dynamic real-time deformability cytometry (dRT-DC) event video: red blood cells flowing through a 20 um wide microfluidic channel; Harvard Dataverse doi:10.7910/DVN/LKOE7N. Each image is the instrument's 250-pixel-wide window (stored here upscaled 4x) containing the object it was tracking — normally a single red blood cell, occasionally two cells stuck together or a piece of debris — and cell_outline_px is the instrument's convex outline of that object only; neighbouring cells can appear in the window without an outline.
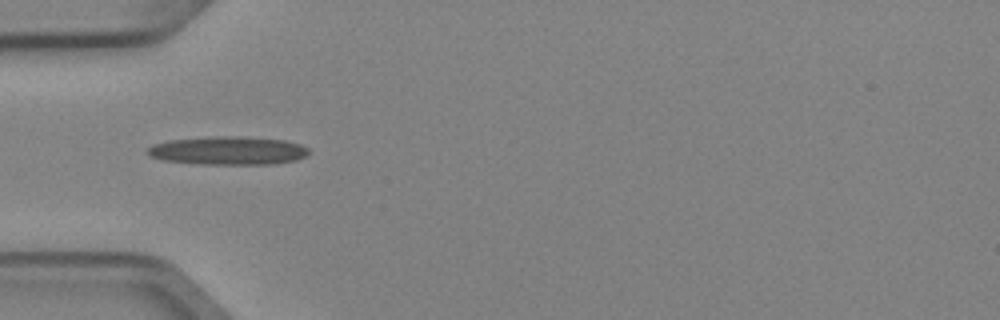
{"species": "Egyptian fruit bat (a non-hibernating species)", "species_latin": "Rousettus aegyptiacus", "temperature_condition": "cold", "stored_images_in_passage": 3, "camera_frame_rate_fps": 3000, "um_per_image_px": 0.085, "animal": {"sex": "female"}, "frame": {"image": 1, "passage_image": 2, "time_ms": 0.333, "image_size_px": [1000, 320], "cell_outline_px": [[308, 152], [304, 156], [296, 160], [272, 164], [196, 164], [164, 160], [148, 156], [144, 152], [152, 144], [168, 140], [216, 136], [236, 136], [284, 140], [300, 144], [308, 148]], "centroid_in_image_um": [19.32, 12.8], "position_along_channel_um": 65.7, "area_um2": 26.7}}
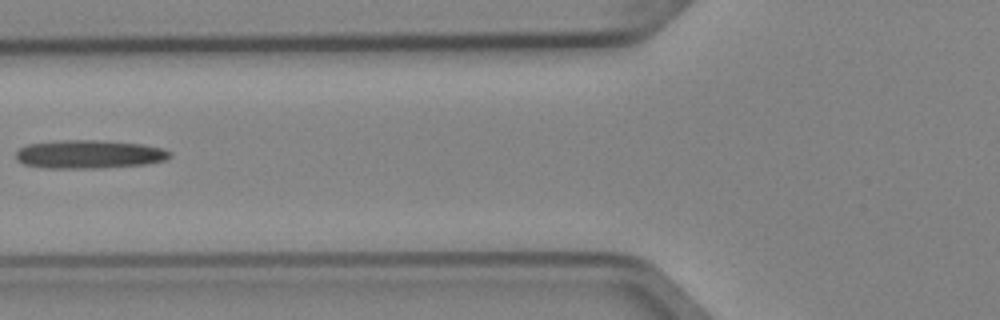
{"frame": {"image": 2, "passage_image": 3, "time_ms": 0.667, "image_size_px": [1000, 320], "cell_outline_px": [[172, 156], [164, 160], [144, 164], [100, 168], [44, 168], [24, 164], [16, 160], [16, 152], [20, 148], [28, 144], [64, 140], [96, 140], [144, 144], [164, 148], [172, 152]], "centroid_in_image_um": [7.59, 13.11], "position_along_channel_um": 118.2, "area_um2": 25.55}}